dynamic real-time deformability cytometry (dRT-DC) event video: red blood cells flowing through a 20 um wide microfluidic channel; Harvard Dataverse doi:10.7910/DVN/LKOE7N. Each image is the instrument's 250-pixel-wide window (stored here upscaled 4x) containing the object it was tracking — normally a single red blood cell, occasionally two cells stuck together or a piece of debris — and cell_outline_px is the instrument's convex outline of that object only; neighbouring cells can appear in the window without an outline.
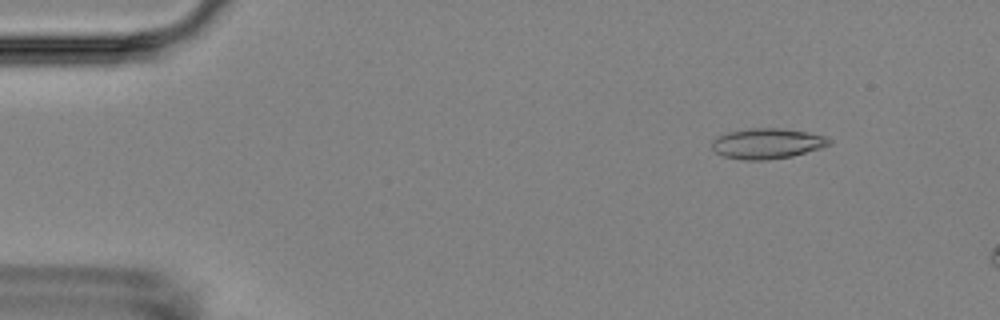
{"species": "Egyptian fruit bat (a non-hibernating species)", "species_latin": "Rousettus aegyptiacus", "temperature_condition": "room temperature", "stored_images_in_passage": 3, "camera_frame_rate_fps": 3000, "um_per_image_px": 0.085, "animal": {"sex": "female"}, "frame": {"image": 1, "passage_image": 2, "time_ms": 1.667, "image_size_px": [1000, 320], "cell_outline_px": [[832, 144], [820, 148], [792, 156], [768, 160], [744, 160], [724, 156], [716, 152], [712, 148], [712, 140], [716, 136], [728, 132], [748, 128], [784, 128], [824, 136], [832, 140]], "centroid_in_image_um": [65.19, 12.2], "position_along_channel_um": 19.8, "area_um2": 20.81}}